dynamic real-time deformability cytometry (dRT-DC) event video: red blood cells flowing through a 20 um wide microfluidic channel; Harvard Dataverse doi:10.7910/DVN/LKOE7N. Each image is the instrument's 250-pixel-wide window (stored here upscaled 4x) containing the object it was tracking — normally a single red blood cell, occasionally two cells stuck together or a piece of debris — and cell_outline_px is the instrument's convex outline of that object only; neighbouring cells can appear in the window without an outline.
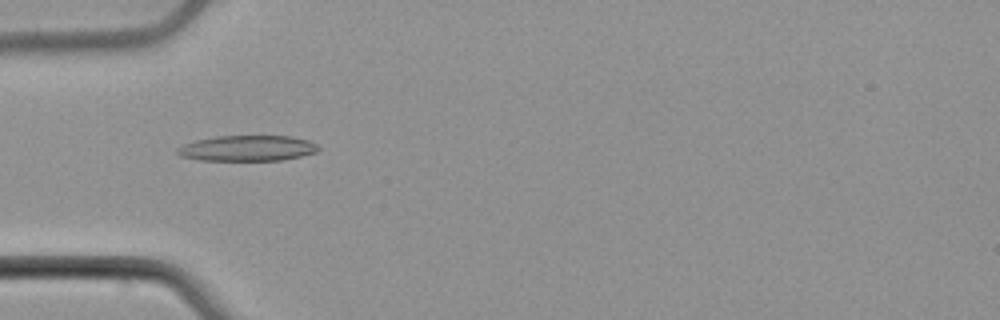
{"species": "common noctule bat (a hibernating species)", "species_latin": "Nyctalus noctula", "temperature_condition": "cold", "stored_images_in_passage": 38, "camera_frame_rate_fps": 3000, "um_per_image_px": 0.085, "animal": {"sex": "male", "body_mass_g": 21.5, "forearm_length_mm": 52.0}, "frame": {"image": 1, "passage_image": 1, "time_ms": 0.0, "image_size_px": [1000, 320], "cell_outline_px": [[320, 148], [316, 152], [284, 160], [200, 160], [180, 156], [176, 152], [176, 148], [184, 144], [196, 140], [216, 136], [292, 136], [308, 140], [316, 144]], "centroid_in_image_um": [21.02, 12.6], "position_along_channel_um": 64.0, "area_um2": 21.04}}
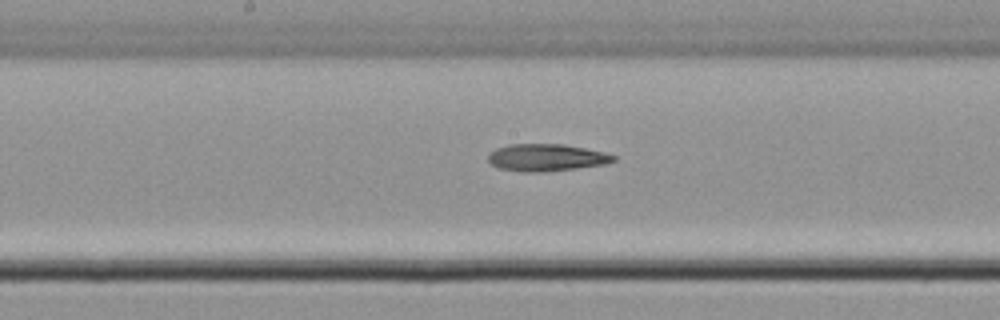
{"frame": {"image": 2, "passage_image": 12, "time_ms": 3.667, "image_size_px": [1000, 320], "cell_outline_px": [[616, 160], [604, 164], [548, 172], [520, 172], [500, 168], [492, 164], [488, 160], [488, 156], [496, 148], [508, 144], [564, 144], [604, 152], [616, 156]], "centroid_in_image_um": [46.44, 13.39], "position_along_channel_um": 201.8, "area_um2": 19.83}}
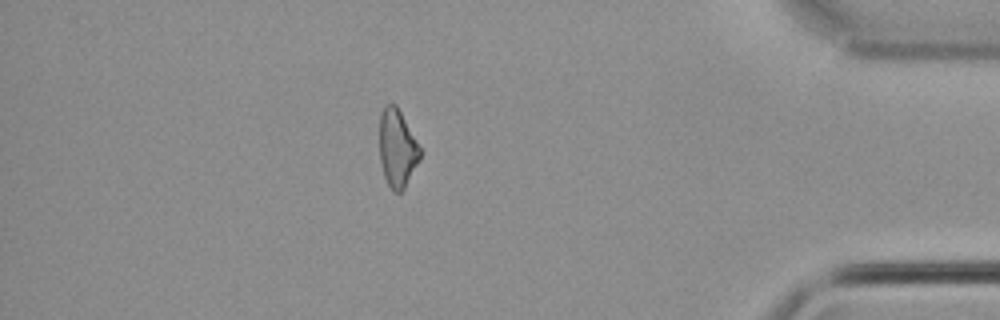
{"frame": {"image": 3, "passage_image": 31, "time_ms": 10.0, "image_size_px": [1000, 320], "cell_outline_px": [[420, 160], [404, 188], [400, 192], [392, 192], [384, 176], [380, 160], [380, 116], [384, 104], [396, 104], [416, 140], [420, 148]], "centroid_in_image_um": [33.75, 12.61], "position_along_channel_um": 401.4, "area_um2": 18.21}, "authors_computed_cell_mechanics": {"area_um2": 19.4786, "velocity_mm_per_s": 3.8022, "shape_relaxation_time_tau1_ms": 7.9813, "shape_relaxation_time_tau2_ms": null, "deformation_change_tau1": 0.1517, "deformation_change_tau2": null}}